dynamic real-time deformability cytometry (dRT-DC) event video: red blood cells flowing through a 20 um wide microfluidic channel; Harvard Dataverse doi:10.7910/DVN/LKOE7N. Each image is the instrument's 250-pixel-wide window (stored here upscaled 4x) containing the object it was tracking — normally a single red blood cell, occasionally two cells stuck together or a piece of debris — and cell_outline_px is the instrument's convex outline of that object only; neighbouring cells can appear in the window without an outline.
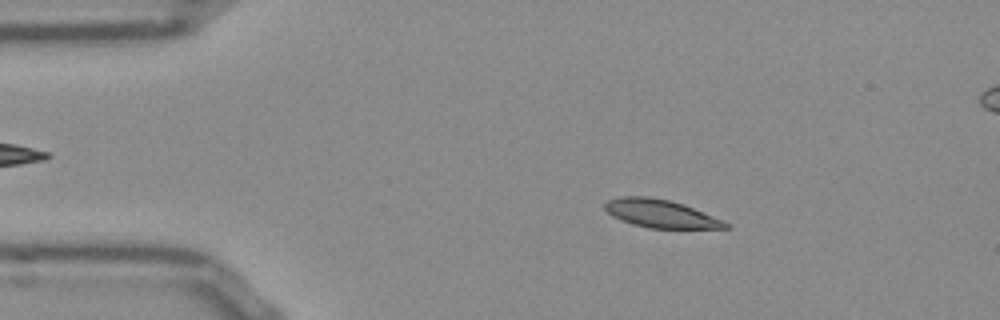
{"species": "Egyptian fruit bat (a non-hibernating species)", "species_latin": "Rousettus aegyptiacus", "temperature_condition": "room temperature", "stored_images_in_passage": 53, "segment_of_instrument_passage": [1, 2], "camera_frame_rate_fps": 3000, "um_per_image_px": 0.085, "frame": {"image": 1, "passage_image": 8, "time_ms": 2.333, "image_size_px": [1000, 320], "cell_outline_px": [[732, 228], [648, 228], [632, 224], [620, 220], [612, 216], [604, 208], [604, 204], [608, 200], [620, 196], [648, 196], [668, 200], [684, 204], [724, 220]], "centroid_in_image_um": [56.14, 18.15], "position_along_channel_um": 28.9, "area_um2": 19.77}}
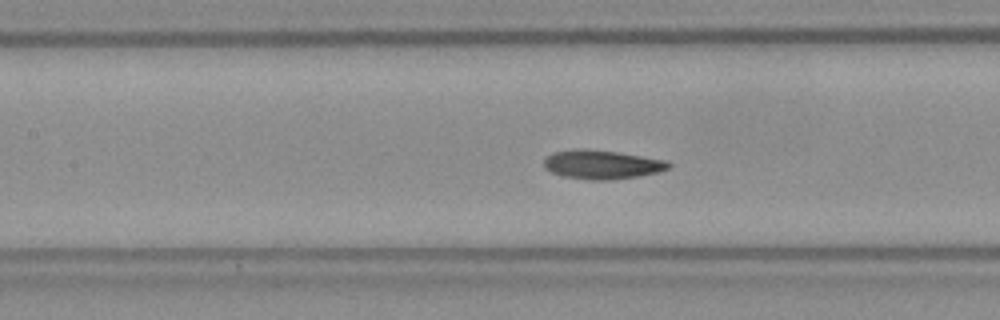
{"frame": {"image": 2, "passage_image": 22, "time_ms": 7.0, "image_size_px": [1000, 320], "cell_outline_px": [[672, 164], [668, 168], [660, 172], [612, 180], [592, 180], [564, 176], [552, 172], [544, 168], [544, 156], [552, 152], [576, 148], [584, 148], [616, 152], [668, 160]], "centroid_in_image_um": [51.14, 13.97], "position_along_channel_um": 156.3, "area_um2": 21.15}}
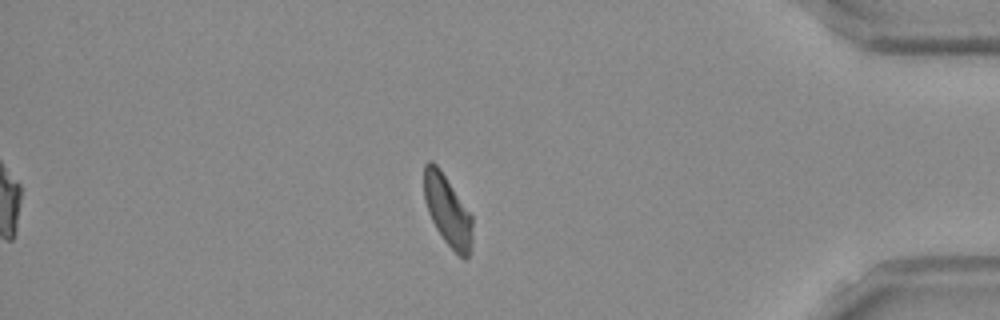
{"frame": {"image": 3, "passage_image": 44, "time_ms": 14.333, "image_size_px": [1000, 320], "cell_outline_px": [[472, 240], [468, 256], [464, 260], [444, 240], [436, 228], [428, 212], [424, 200], [424, 164], [428, 160], [432, 160], [440, 168], [472, 216]], "centroid_in_image_um": [38.02, 17.86], "position_along_channel_um": 397.2, "area_um2": 19.77}}